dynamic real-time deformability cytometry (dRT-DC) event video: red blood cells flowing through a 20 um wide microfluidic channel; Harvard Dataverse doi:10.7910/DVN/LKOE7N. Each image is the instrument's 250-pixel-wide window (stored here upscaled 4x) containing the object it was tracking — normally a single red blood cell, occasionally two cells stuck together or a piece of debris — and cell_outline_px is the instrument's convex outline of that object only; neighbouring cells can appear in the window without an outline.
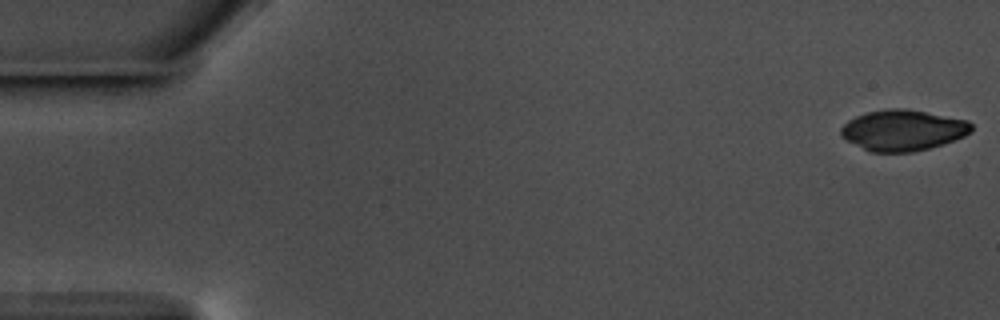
{"species": "common noctule bat (a hibernating species)", "species_latin": "Nyctalus noctula", "temperature_condition": "warm", "stored_images_in_passage": 57, "camera_frame_rate_fps": 3000, "um_per_image_px": 0.085, "animal": {"sex": "male", "body_mass_g": 17.5, "forearm_length_mm": 52.3}, "frame": {"image": 1, "passage_image": 1, "time_ms": 0.0, "image_size_px": [1000, 320], "cell_outline_px": [[972, 132], [964, 136], [928, 148], [912, 152], [872, 152], [840, 136], [840, 128], [848, 120], [856, 116], [868, 112], [888, 108], [904, 108], [968, 120], [972, 124]], "centroid_in_image_um": [76.74, 11.06], "position_along_channel_um": 8.3, "area_um2": 30.75}}